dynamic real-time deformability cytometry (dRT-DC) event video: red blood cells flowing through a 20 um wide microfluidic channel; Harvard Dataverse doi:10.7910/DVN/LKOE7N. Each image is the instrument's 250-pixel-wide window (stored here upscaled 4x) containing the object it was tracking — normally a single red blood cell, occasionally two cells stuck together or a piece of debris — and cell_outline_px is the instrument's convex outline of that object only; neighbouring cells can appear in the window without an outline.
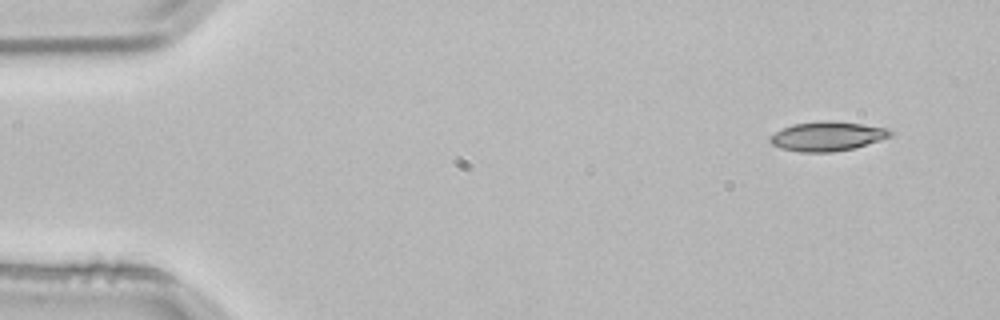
{"species": "common noctule bat (a hibernating species)", "species_latin": "Nyctalus noctula", "temperature_condition": "room temperature", "stored_images_in_passage": 3, "camera_frame_rate_fps": 3000, "um_per_image_px": 0.085, "animal": {"sex": "male", "body_mass_g": 21.5, "forearm_length_mm": 52.0}, "frame": {"image": 1, "passage_image": 1, "time_ms": 0.0, "image_size_px": [1000, 320], "cell_outline_px": [[892, 136], [852, 148], [832, 152], [800, 152], [780, 148], [772, 144], [768, 140], [776, 132], [792, 124], [820, 120], [828, 120], [860, 124], [888, 128], [892, 132]], "centroid_in_image_um": [70.3, 11.57], "position_along_channel_um": 14.7, "area_um2": 20.35}}
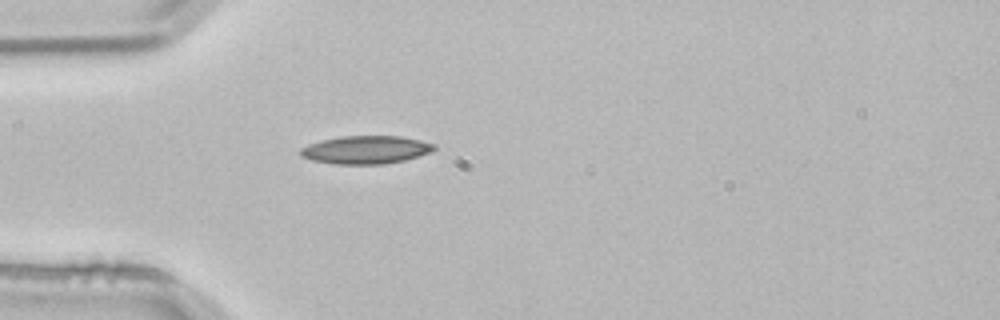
{"frame": {"image": 2, "passage_image": 3, "time_ms": 0.667, "image_size_px": [1000, 320], "cell_outline_px": [[436, 148], [428, 152], [404, 160], [384, 164], [332, 164], [312, 160], [300, 156], [300, 148], [308, 144], [320, 140], [340, 136], [400, 136], [420, 140], [436, 144]], "centroid_in_image_um": [31.04, 12.73], "position_along_channel_um": 54.0, "area_um2": 21.85}}